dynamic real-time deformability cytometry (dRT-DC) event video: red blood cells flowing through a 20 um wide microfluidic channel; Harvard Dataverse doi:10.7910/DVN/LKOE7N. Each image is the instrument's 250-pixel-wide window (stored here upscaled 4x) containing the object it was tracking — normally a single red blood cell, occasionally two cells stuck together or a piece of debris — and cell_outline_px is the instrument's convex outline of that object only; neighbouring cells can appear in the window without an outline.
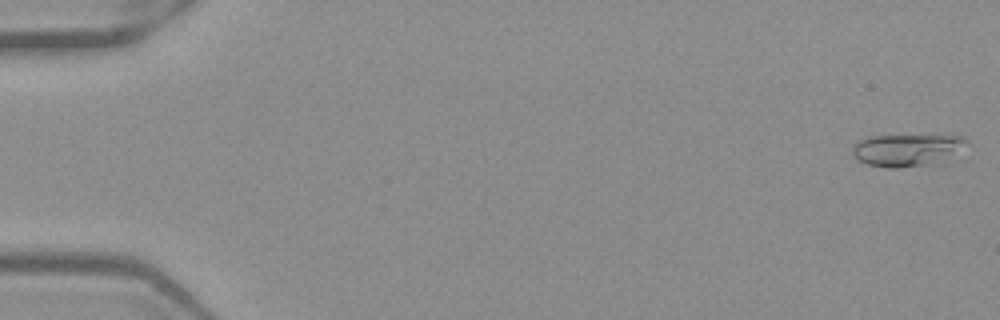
{"species": "Egyptian fruit bat (a non-hibernating species)", "species_latin": "Rousettus aegyptiacus", "temperature_condition": "warm", "stored_images_in_passage": 52, "camera_frame_rate_fps": 3000, "um_per_image_px": 0.085, "frame": {"image": 1, "passage_image": 1, "time_ms": 0.0, "image_size_px": [1000, 320], "cell_outline_px": [[972, 144], [932, 164], [900, 168], [888, 168], [868, 164], [856, 160], [852, 152], [852, 148], [856, 140], [868, 136], [964, 136]], "centroid_in_image_um": [77.05, 12.74], "position_along_channel_um": 8.0, "area_um2": 21.44}}
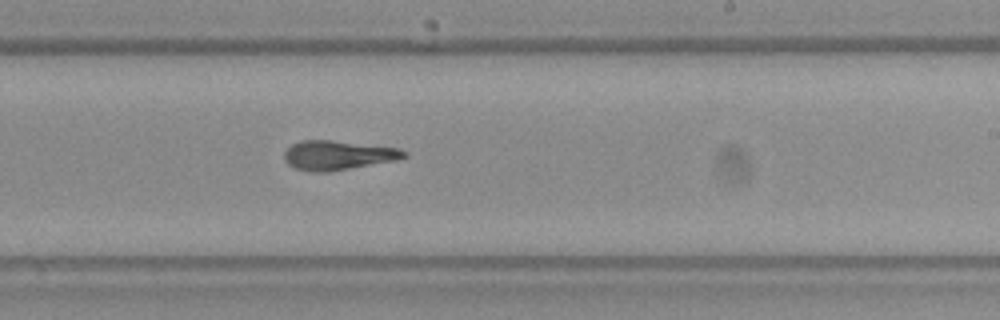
{"frame": {"image": 2, "passage_image": 32, "time_ms": 10.333, "image_size_px": [1000, 320], "cell_outline_px": [[408, 156], [400, 160], [328, 172], [312, 172], [296, 168], [288, 164], [284, 160], [284, 152], [292, 144], [300, 140], [332, 140], [400, 148], [408, 152]], "centroid_in_image_um": [28.77, 13.19], "position_along_channel_um": 260.2, "area_um2": 20.75}}
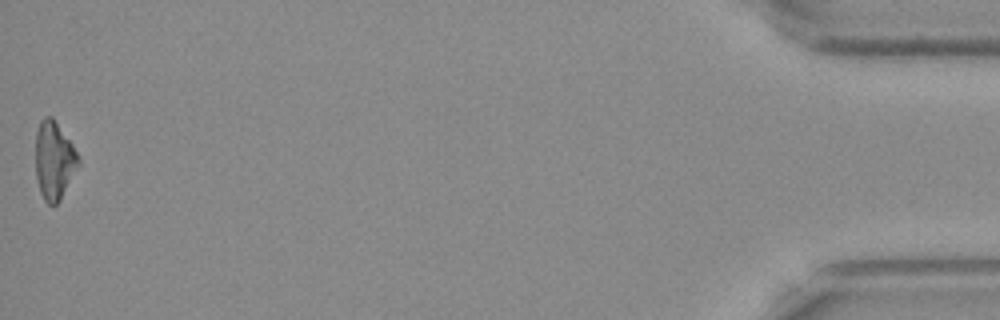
{"frame": {"image": 3, "passage_image": 52, "time_ms": 17.0, "image_size_px": [1000, 320], "cell_outline_px": [[80, 164], [60, 200], [56, 204], [48, 204], [44, 200], [40, 192], [36, 180], [36, 132], [40, 120], [44, 116], [52, 116], [72, 144], [80, 156]], "centroid_in_image_um": [4.6, 13.63], "position_along_channel_um": 430.6, "area_um2": 19.59}, "authors_computed_cell_mechanics": {"area_um2": 20.23, "velocity_mm_per_s": 3.9525, "shape_relaxation_time_tau1_ms": 4.8048, "shape_relaxation_time_tau2_ms": 2.5354, "deformation_change_tau1": 0.1751, "deformation_change_tau2": 0.1255}}